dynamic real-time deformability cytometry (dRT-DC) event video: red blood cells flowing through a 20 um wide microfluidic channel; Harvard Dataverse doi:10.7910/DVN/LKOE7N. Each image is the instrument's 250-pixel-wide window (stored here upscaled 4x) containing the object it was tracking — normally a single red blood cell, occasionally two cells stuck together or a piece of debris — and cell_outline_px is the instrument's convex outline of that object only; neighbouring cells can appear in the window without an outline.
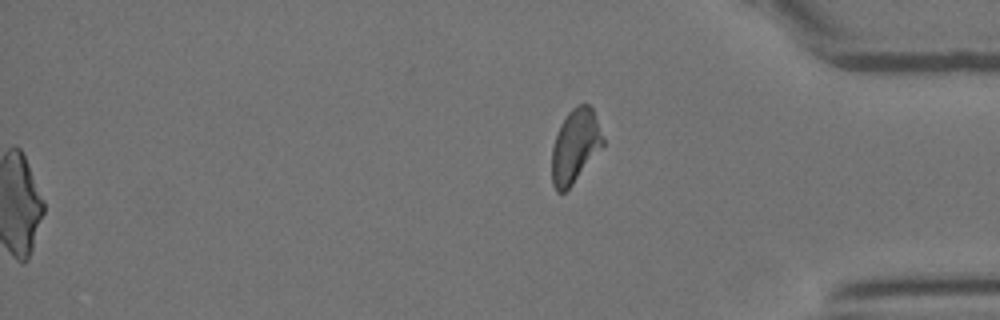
{"species": "Egyptian fruit bat (a non-hibernating species)", "species_latin": "Rousettus aegyptiacus", "temperature_condition": "room temperature", "stored_images_in_passage": 49, "segment_of_instrument_passage": [2, 2], "camera_frame_rate_fps": 3000, "um_per_image_px": 0.085, "animal": {"sex": "female"}, "frame": {"image": 1, "passage_image": 49, "time_ms": 16.0, "image_size_px": [1000, 320], "cell_outline_px": [[604, 144], [572, 184], [564, 192], [556, 192], [552, 184], [552, 148], [560, 124], [568, 112], [576, 104], [588, 104], [592, 108], [604, 140]], "centroid_in_image_um": [48.86, 12.4], "position_along_channel_um": 386.3, "area_um2": 21.56}}